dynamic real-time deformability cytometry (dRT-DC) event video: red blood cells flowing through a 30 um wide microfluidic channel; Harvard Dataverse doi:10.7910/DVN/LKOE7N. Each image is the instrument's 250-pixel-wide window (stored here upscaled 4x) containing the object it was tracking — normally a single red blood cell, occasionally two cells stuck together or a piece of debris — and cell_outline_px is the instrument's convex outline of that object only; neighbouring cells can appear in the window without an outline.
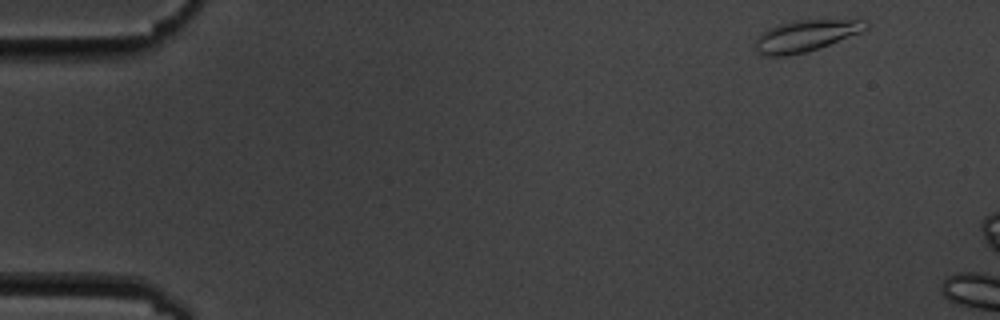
{"species": "common noctule bat (a hibernating species)", "species_latin": "Nyctalus noctula", "temperature_condition": "cold", "stored_images_in_passage": 3, "camera_frame_rate_fps": 3000, "um_per_image_px": 0.085, "animal": {"sex": "male", "body_mass_g": 19.5, "forearm_length_mm": 54.6}, "frame": {"image": 1, "passage_image": 1, "time_ms": 0.0, "image_size_px": [1000, 320], "cell_outline_px": [[868, 28], [860, 32], [828, 44], [804, 52], [784, 56], [764, 56], [756, 52], [756, 36], [768, 28], [792, 20], [860, 16], [868, 20]], "centroid_in_image_um": [68.58, 2.96], "position_along_channel_um": 16.4, "area_um2": 21.04}}